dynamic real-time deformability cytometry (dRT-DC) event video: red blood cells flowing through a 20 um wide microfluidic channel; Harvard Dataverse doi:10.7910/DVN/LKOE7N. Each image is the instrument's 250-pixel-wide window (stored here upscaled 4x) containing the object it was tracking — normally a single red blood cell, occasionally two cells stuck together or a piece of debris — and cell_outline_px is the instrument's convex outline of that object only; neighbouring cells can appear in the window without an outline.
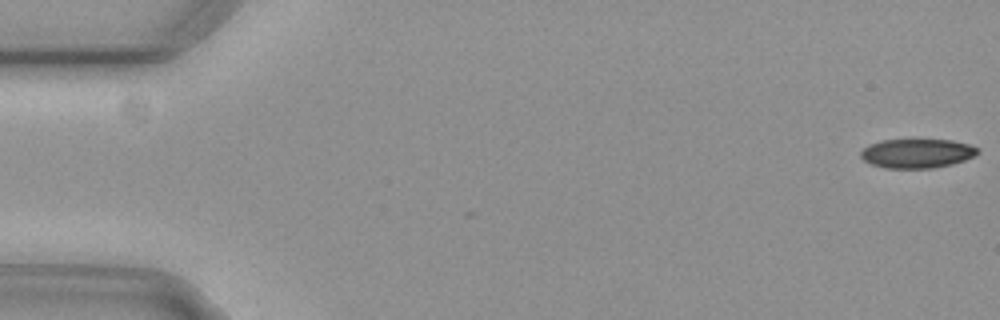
{"species": "common noctule bat (a hibernating species)", "species_latin": "Nyctalus noctula", "temperature_condition": "cold", "stored_images_in_passage": 10, "camera_frame_rate_fps": 3000, "um_per_image_px": 0.085, "animal": {"sex": "female", "body_mass_g": 29.2, "forearm_length_mm": 56.3}, "frame": {"image": 1, "passage_image": 1, "time_ms": 0.0, "image_size_px": [1000, 320], "cell_outline_px": [[980, 152], [976, 156], [952, 164], [932, 168], [884, 168], [872, 164], [864, 160], [860, 156], [860, 152], [868, 144], [880, 140], [952, 140], [968, 144], [980, 148]], "centroid_in_image_um": [77.96, 13.03], "position_along_channel_um": 7.0, "area_um2": 20.0}}